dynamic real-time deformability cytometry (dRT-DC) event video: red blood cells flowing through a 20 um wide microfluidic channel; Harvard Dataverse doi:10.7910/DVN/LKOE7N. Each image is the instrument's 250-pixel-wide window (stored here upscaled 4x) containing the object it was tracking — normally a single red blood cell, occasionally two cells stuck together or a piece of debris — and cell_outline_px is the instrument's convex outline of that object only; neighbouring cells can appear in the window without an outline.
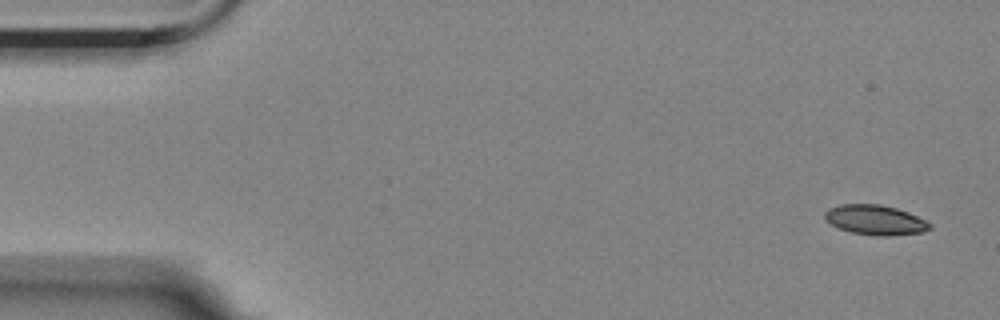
{"species": "Egyptian fruit bat (a non-hibernating species)", "species_latin": "Rousettus aegyptiacus", "temperature_condition": "room temperature", "stored_images_in_passage": 4, "camera_frame_rate_fps": 3000, "um_per_image_px": 0.085, "animal": {"sex": "female"}, "frame": {"image": 1, "passage_image": 1, "time_ms": 0.0, "image_size_px": [1000, 320], "cell_outline_px": [[932, 228], [924, 232], [888, 236], [880, 236], [852, 232], [840, 228], [824, 220], [824, 212], [828, 208], [840, 204], [880, 204], [896, 208], [908, 212], [932, 224]], "centroid_in_image_um": [74.39, 18.69], "position_along_channel_um": 10.6, "area_um2": 18.26}}
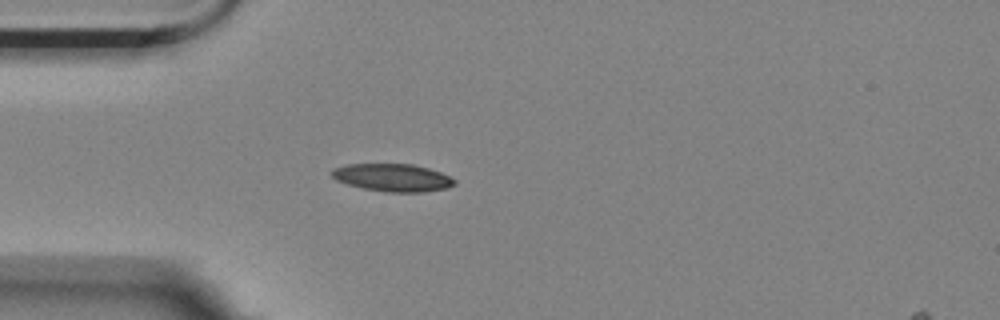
{"frame": {"image": 2, "passage_image": 4, "time_ms": 1.0, "image_size_px": [1000, 320], "cell_outline_px": [[456, 184], [448, 188], [424, 192], [388, 192], [364, 188], [348, 184], [336, 180], [332, 176], [332, 168], [344, 164], [412, 164], [428, 168], [440, 172], [456, 180]], "centroid_in_image_um": [33.38, 15.09], "position_along_channel_um": 51.6, "area_um2": 19.77}}